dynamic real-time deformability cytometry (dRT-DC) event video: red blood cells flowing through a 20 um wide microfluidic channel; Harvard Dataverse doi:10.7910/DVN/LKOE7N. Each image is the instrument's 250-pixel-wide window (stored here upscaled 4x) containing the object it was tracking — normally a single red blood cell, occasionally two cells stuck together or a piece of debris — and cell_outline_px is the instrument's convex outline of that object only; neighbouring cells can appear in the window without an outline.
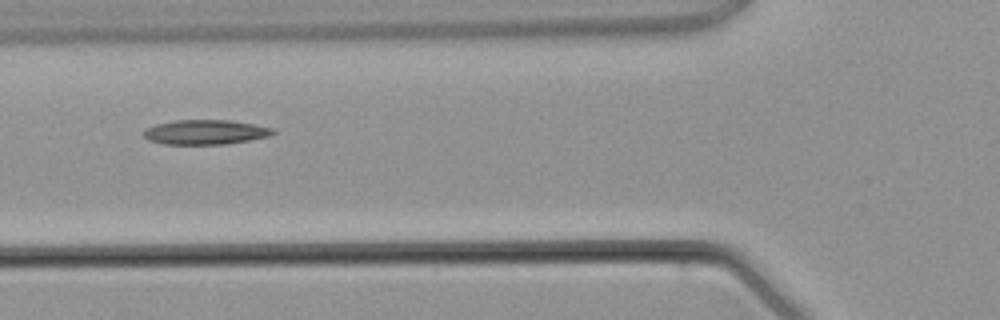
{"species": "common noctule bat (a hibernating species)", "species_latin": "Nyctalus noctula", "temperature_condition": "warm", "stored_images_in_passage": 4, "camera_frame_rate_fps": 3000, "um_per_image_px": 0.085, "animal": {"sex": "male", "body_mass_g": 21.5, "forearm_length_mm": 52.0}, "frame": {"image": 1, "passage_image": 4, "time_ms": 3.667, "image_size_px": [1000, 320], "cell_outline_px": [[276, 132], [268, 136], [228, 144], [164, 144], [148, 140], [144, 136], [144, 132], [148, 128], [156, 124], [176, 120], [228, 120], [252, 124], [272, 128]], "centroid_in_image_um": [17.45, 11.23], "position_along_channel_um": 108.4, "area_um2": 18.32}}